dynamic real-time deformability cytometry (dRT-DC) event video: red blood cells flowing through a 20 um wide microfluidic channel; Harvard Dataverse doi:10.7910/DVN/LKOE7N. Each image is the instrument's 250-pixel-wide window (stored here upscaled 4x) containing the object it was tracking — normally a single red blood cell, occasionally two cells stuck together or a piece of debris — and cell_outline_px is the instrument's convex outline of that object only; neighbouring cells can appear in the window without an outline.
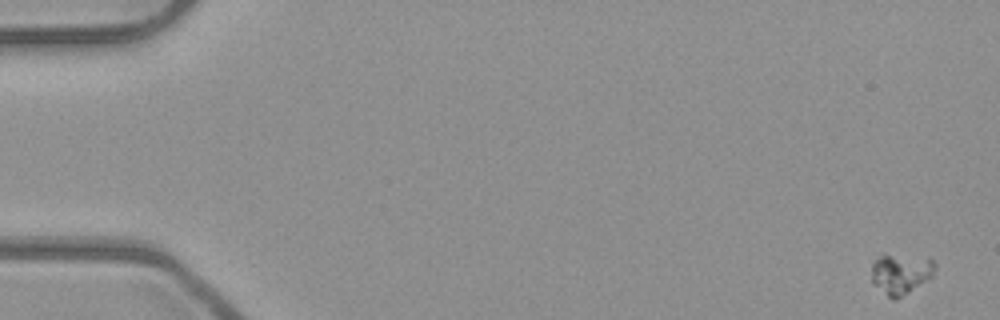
{"species": "common noctule bat (a hibernating species)", "species_latin": "Nyctalus noctula", "temperature_condition": "room temperature", "stored_images_in_passage": 53, "camera_frame_rate_fps": 3000, "um_per_image_px": 0.085, "animal": {"sex": "male", "body_mass_g": 23.1, "forearm_length_mm": 52.7}, "frame": {"image": 1, "passage_image": 1, "time_ms": 0.0, "image_size_px": [1000, 320], "cell_outline_px": [[936, 268], [932, 276], [896, 300], [892, 300], [872, 284], [872, 264], [880, 252], [884, 252], [932, 260], [936, 264]], "centroid_in_image_um": [76.5, 23.25], "position_along_channel_um": 8.5, "area_um2": 15.09}}
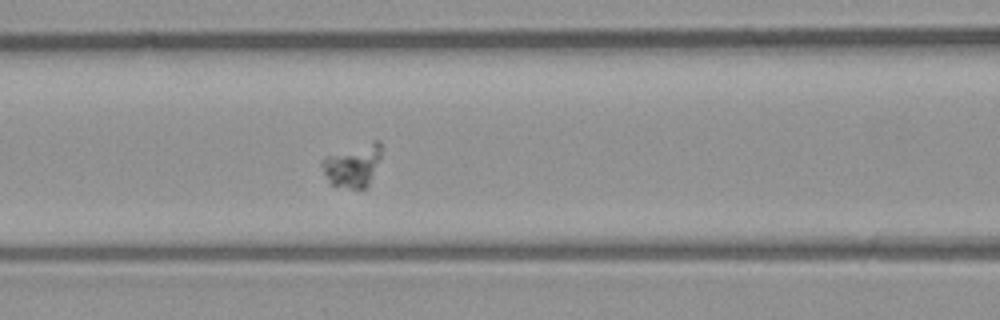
{"frame": {"image": 2, "passage_image": 23, "time_ms": 7.333, "image_size_px": [1000, 320], "cell_outline_px": [[380, 156], [368, 188], [348, 188], [332, 184], [328, 180], [320, 164], [320, 160], [328, 156], [376, 140], [380, 140]], "centroid_in_image_um": [29.98, 14.09], "position_along_channel_um": 136.6, "area_um2": 14.28}}
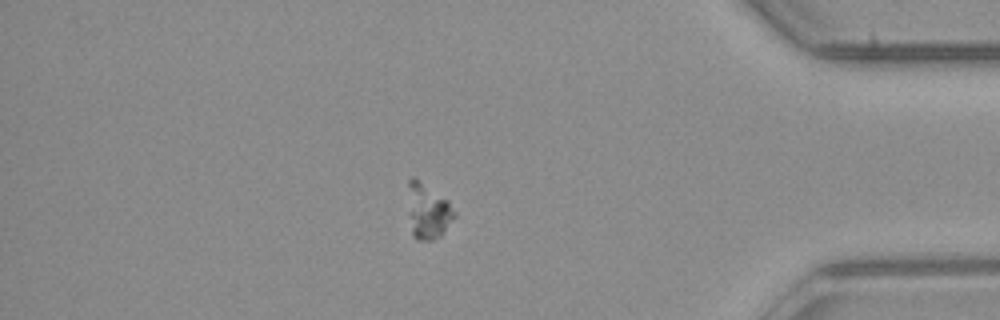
{"frame": {"image": 3, "passage_image": 46, "time_ms": 15.0, "image_size_px": [1000, 320], "cell_outline_px": [[456, 216], [440, 236], [432, 240], [416, 240], [412, 236], [408, 184], [408, 180], [412, 176], [448, 200], [456, 212]], "centroid_in_image_um": [36.4, 17.97], "position_along_channel_um": 398.8, "area_um2": 14.62}}